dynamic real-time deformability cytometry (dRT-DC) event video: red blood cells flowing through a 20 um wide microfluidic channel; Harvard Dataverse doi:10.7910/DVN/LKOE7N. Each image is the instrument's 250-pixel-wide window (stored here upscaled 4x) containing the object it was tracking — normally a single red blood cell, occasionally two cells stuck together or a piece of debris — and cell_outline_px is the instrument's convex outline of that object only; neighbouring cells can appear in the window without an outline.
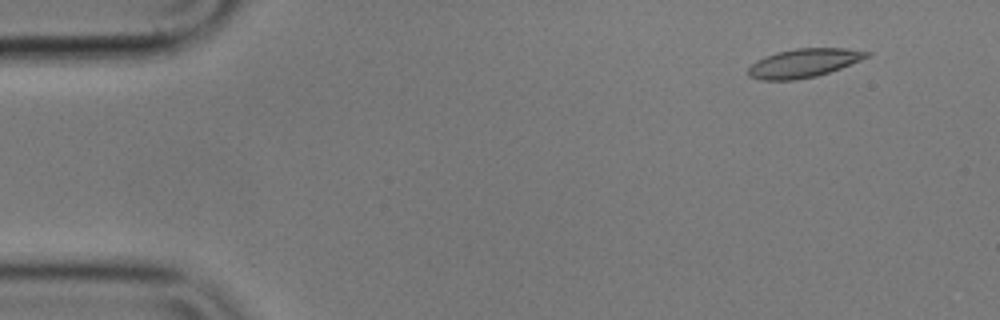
{"species": "common noctule bat (a hibernating species)", "species_latin": "Nyctalus noctula", "temperature_condition": "cold", "stored_images_in_passage": 52, "camera_frame_rate_fps": 3000, "um_per_image_px": 0.085, "animal": {"sex": "male", "body_mass_g": 17.9}, "frame": {"image": 1, "passage_image": 2, "time_ms": 0.333, "image_size_px": [1000, 320], "cell_outline_px": [[872, 52], [868, 56], [860, 60], [840, 68], [816, 76], [796, 80], [760, 80], [748, 76], [748, 68], [756, 60], [776, 52], [796, 48], [844, 48]], "centroid_in_image_um": [68.28, 5.36], "position_along_channel_um": 16.7, "area_um2": 19.71}}
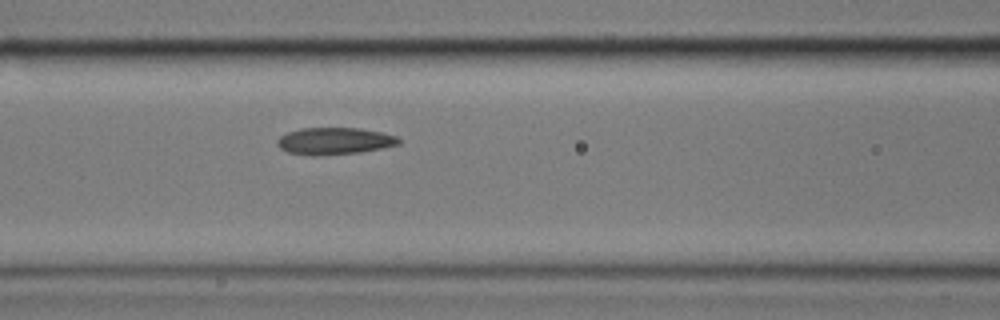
{"frame": {"image": 2, "passage_image": 20, "time_ms": 6.333, "image_size_px": [1000, 320], "cell_outline_px": [[400, 144], [360, 152], [312, 156], [288, 152], [280, 148], [276, 144], [276, 140], [280, 136], [288, 132], [300, 128], [360, 128], [380, 132], [396, 136], [400, 140]], "centroid_in_image_um": [28.39, 11.98], "position_along_channel_um": 138.2, "area_um2": 19.02}}
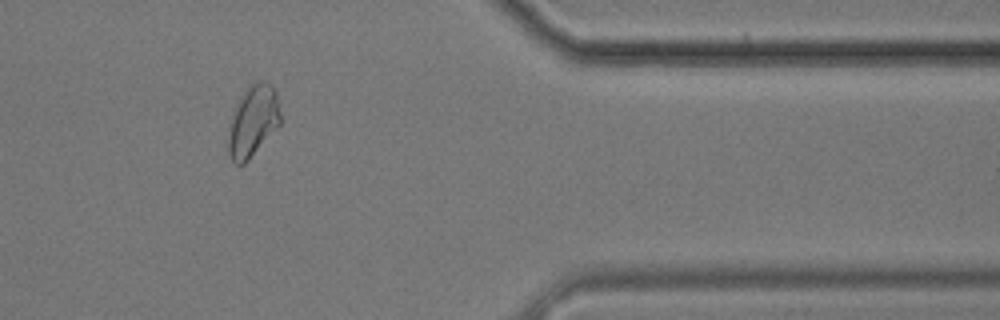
{"frame": {"image": 3, "passage_image": 43, "time_ms": 14.0, "image_size_px": [1000, 320], "cell_outline_px": [[280, 124], [248, 160], [244, 164], [236, 164], [232, 160], [228, 152], [228, 132], [232, 116], [244, 92], [256, 80], [272, 84], [276, 88], [280, 112]], "centroid_in_image_um": [21.52, 10.29], "position_along_channel_um": 389.9, "area_um2": 21.27}, "authors_computed_cell_mechanics": {"area_um2": 19.4786, "velocity_mm_per_s": 3.5764, "shape_relaxation_time_tau1_ms": 3.6749, "shape_relaxation_time_tau2_ms": 2.539, "deformation_change_tau1": 0.1193, "deformation_change_tau2": 0.0793}}